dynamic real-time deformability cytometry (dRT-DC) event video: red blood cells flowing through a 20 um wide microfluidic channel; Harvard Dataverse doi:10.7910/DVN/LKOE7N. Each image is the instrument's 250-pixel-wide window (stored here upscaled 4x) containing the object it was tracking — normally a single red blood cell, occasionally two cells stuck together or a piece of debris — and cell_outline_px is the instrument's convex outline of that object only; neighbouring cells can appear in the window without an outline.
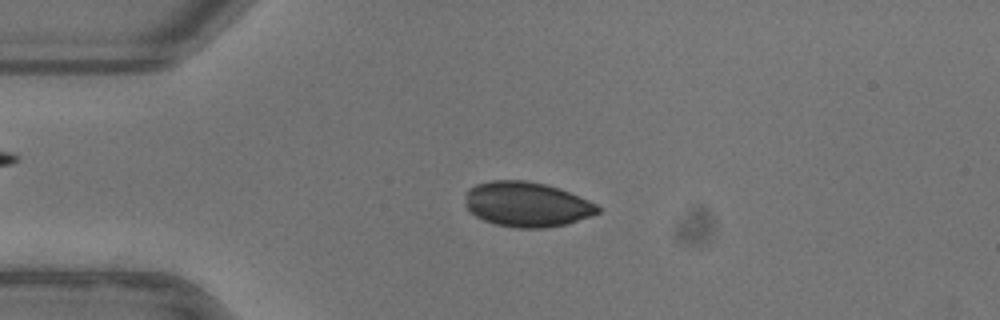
{"species": "common noctule bat (a hibernating species)", "species_latin": "Nyctalus noctula", "temperature_condition": "warm", "stored_images_in_passage": 44, "camera_frame_rate_fps": 3000, "um_per_image_px": 0.085, "animal": {"sex": "female"}, "frame": {"image": 1, "passage_image": 4, "time_ms": 1.0, "image_size_px": [1000, 320], "cell_outline_px": [[600, 212], [568, 224], [544, 228], [516, 228], [496, 224], [484, 220], [476, 216], [464, 204], [468, 188], [476, 184], [492, 180], [524, 180], [544, 184], [568, 192], [588, 200], [596, 204], [600, 208]], "centroid_in_image_um": [44.76, 17.37], "position_along_channel_um": 40.2, "area_um2": 34.51}}
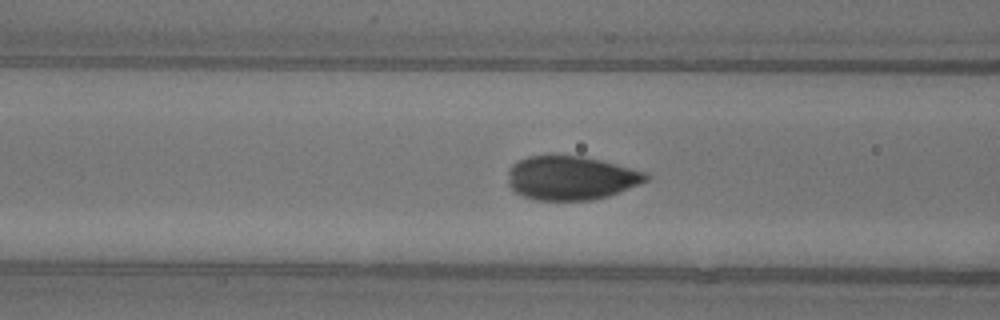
{"frame": {"image": 2, "passage_image": 12, "time_ms": 3.667, "image_size_px": [1000, 320], "cell_outline_px": [[648, 180], [640, 184], [620, 192], [608, 196], [592, 200], [536, 200], [524, 196], [516, 192], [508, 184], [508, 172], [512, 164], [528, 156], [584, 156], [600, 160], [644, 172], [648, 176]], "centroid_in_image_um": [48.52, 15.13], "position_along_channel_um": 118.1, "area_um2": 35.03}}
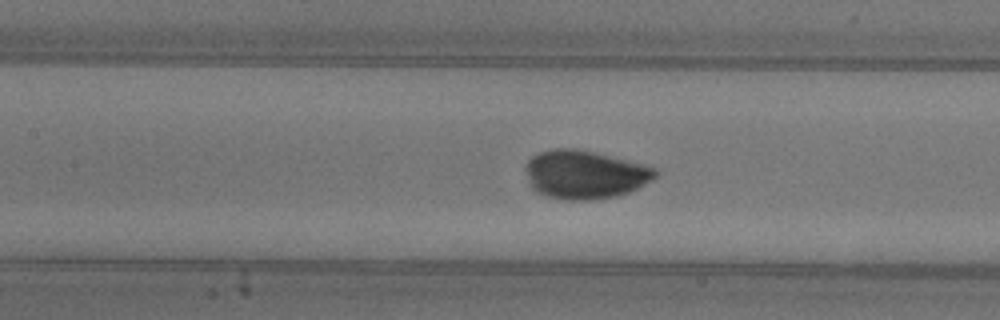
{"frame": {"image": 3, "passage_image": 15, "time_ms": 4.667, "image_size_px": [1000, 320], "cell_outline_px": [[656, 176], [644, 184], [628, 192], [616, 196], [592, 200], [568, 200], [548, 196], [536, 192], [532, 188], [528, 180], [524, 168], [528, 160], [532, 156], [540, 152], [552, 148], [576, 148], [644, 164], [656, 168]], "centroid_in_image_um": [49.66, 14.83], "position_along_channel_um": 157.7, "area_um2": 36.53}}